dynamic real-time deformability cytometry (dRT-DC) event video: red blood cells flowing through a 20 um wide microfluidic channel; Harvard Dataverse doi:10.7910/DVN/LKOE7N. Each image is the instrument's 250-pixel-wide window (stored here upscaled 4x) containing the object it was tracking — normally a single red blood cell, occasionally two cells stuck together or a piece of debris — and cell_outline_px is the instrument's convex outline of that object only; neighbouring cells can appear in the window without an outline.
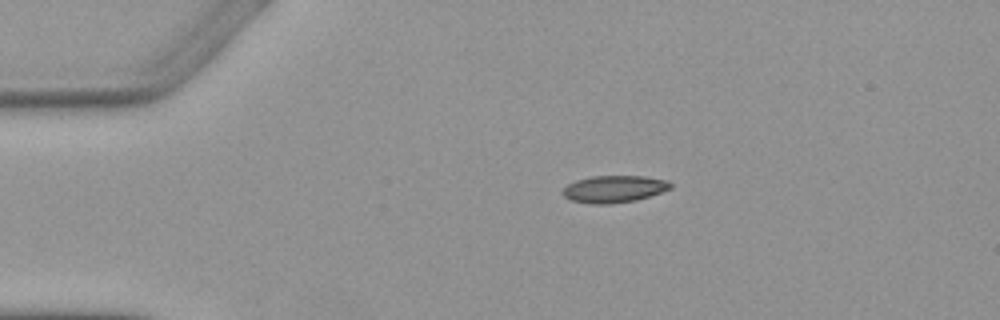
{"species": "Egyptian fruit bat (a non-hibernating species)", "species_latin": "Rousettus aegyptiacus", "temperature_condition": "warm", "stored_images_in_passage": 3, "camera_frame_rate_fps": 3000, "um_per_image_px": 0.085, "animal": {"sex": "female"}, "frame": {"image": 1, "passage_image": 1, "time_ms": 0.0, "image_size_px": [1000, 320], "cell_outline_px": [[672, 188], [636, 200], [612, 204], [588, 204], [572, 200], [564, 196], [564, 188], [568, 184], [576, 180], [592, 176], [644, 176], [668, 180], [672, 184]], "centroid_in_image_um": [52.21, 16.06], "position_along_channel_um": 32.8, "area_um2": 16.94}}
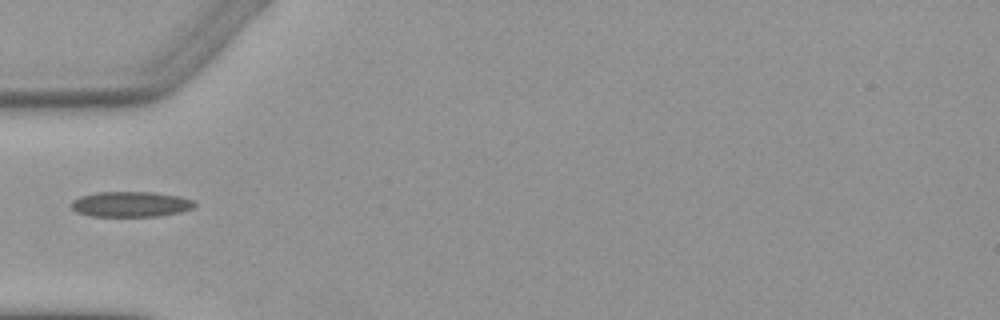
{"frame": {"image": 2, "passage_image": 2, "time_ms": 2.333, "image_size_px": [1000, 320], "cell_outline_px": [[196, 204], [192, 208], [180, 212], [156, 216], [88, 216], [76, 212], [72, 208], [72, 200], [80, 196], [96, 192], [152, 192], [180, 196], [192, 200]], "centroid_in_image_um": [11.08, 17.35], "position_along_channel_um": 73.9, "area_um2": 18.21}}